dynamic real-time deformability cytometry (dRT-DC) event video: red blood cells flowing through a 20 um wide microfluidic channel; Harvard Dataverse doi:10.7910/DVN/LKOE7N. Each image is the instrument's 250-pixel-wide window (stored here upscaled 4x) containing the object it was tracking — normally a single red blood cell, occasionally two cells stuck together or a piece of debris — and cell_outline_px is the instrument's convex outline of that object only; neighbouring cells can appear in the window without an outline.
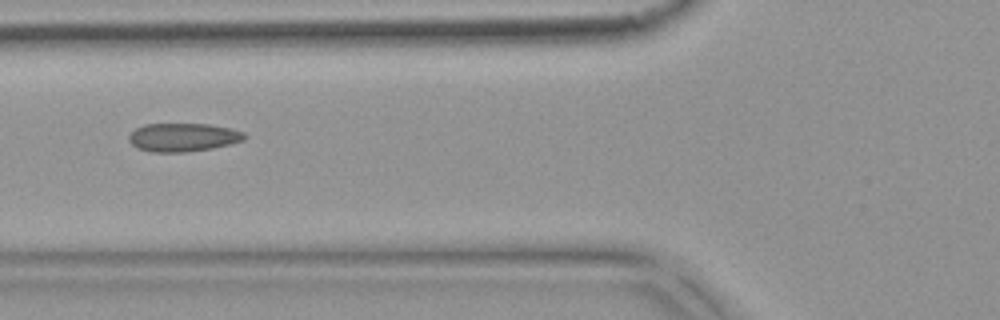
{"species": "common noctule bat (a hibernating species)", "species_latin": "Nyctalus noctula", "temperature_condition": "warm", "stored_images_in_passage": 6, "camera_frame_rate_fps": 3000, "um_per_image_px": 0.085, "animal": {"sex": "female", "body_mass_g": 18.4}, "frame": {"image": 1, "passage_image": 4, "time_ms": 1.0, "image_size_px": [1000, 320], "cell_outline_px": [[248, 136], [244, 140], [212, 148], [184, 152], [152, 152], [136, 148], [128, 140], [128, 136], [136, 128], [144, 124], [208, 124], [228, 128], [244, 132]], "centroid_in_image_um": [15.54, 11.67], "position_along_channel_um": 110.3, "area_um2": 19.07}}